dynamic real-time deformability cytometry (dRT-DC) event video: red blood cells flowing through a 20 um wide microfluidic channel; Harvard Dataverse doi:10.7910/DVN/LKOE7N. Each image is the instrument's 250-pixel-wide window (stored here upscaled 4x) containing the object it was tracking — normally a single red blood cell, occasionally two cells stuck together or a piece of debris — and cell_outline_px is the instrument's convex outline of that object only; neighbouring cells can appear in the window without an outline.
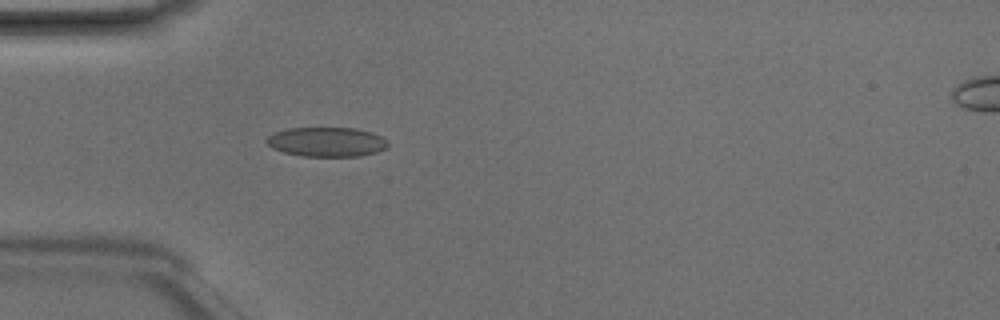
{"species": "Egyptian fruit bat (a non-hibernating species)", "species_latin": "Rousettus aegyptiacus", "temperature_condition": "room temperature", "stored_images_in_passage": 5, "camera_frame_rate_fps": 3000, "um_per_image_px": 0.085, "animal": {"sex": "male"}, "frame": {"image": 1, "passage_image": 4, "time_ms": 1.0, "image_size_px": [1000, 320], "cell_outline_px": [[388, 148], [376, 152], [360, 156], [300, 156], [284, 152], [272, 148], [264, 140], [268, 136], [276, 132], [288, 128], [356, 128], [372, 132], [388, 140]], "centroid_in_image_um": [27.78, 12.06], "position_along_channel_um": 57.2, "area_um2": 20.92}}